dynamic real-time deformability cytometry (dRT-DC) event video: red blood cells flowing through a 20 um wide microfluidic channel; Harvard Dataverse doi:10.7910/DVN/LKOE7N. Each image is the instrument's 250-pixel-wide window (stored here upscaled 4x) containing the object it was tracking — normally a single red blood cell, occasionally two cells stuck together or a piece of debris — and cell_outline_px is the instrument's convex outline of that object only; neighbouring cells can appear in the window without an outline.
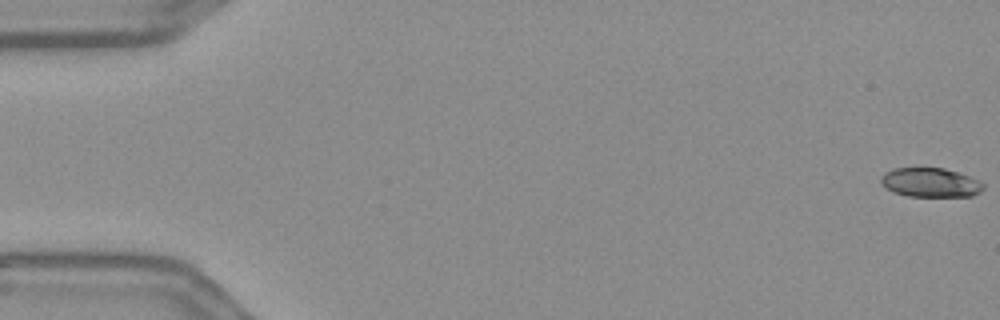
{"species": "Egyptian fruit bat (a non-hibernating species)", "species_latin": "Rousettus aegyptiacus", "temperature_condition": "warm", "stored_images_in_passage": 18, "camera_frame_rate_fps": 3000, "um_per_image_px": 0.085, "frame": {"image": 1, "passage_image": 1, "time_ms": 0.0, "image_size_px": [1000, 320], "cell_outline_px": [[984, 188], [980, 192], [972, 196], [908, 196], [892, 192], [880, 180], [880, 176], [884, 172], [892, 168], [944, 168], [960, 172], [984, 184]], "centroid_in_image_um": [79.07, 15.51], "position_along_channel_um": 5.9, "area_um2": 17.4}}